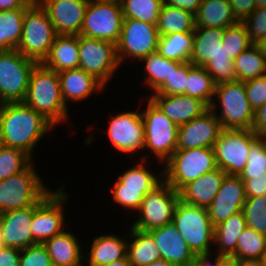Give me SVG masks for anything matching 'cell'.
Wrapping results in <instances>:
<instances>
[{
  "label": "cell",
  "instance_id": "57",
  "mask_svg": "<svg viewBox=\"0 0 266 266\" xmlns=\"http://www.w3.org/2000/svg\"><path fill=\"white\" fill-rule=\"evenodd\" d=\"M237 266H266V261L264 259L237 258Z\"/></svg>",
  "mask_w": 266,
  "mask_h": 266
},
{
  "label": "cell",
  "instance_id": "23",
  "mask_svg": "<svg viewBox=\"0 0 266 266\" xmlns=\"http://www.w3.org/2000/svg\"><path fill=\"white\" fill-rule=\"evenodd\" d=\"M58 76L62 99L66 107H69L67 105L70 102L75 104L78 101L89 100V96H92V94L96 95L97 93V95H100L103 91L105 93V86L83 69L76 68L62 71L58 73Z\"/></svg>",
  "mask_w": 266,
  "mask_h": 266
},
{
  "label": "cell",
  "instance_id": "15",
  "mask_svg": "<svg viewBox=\"0 0 266 266\" xmlns=\"http://www.w3.org/2000/svg\"><path fill=\"white\" fill-rule=\"evenodd\" d=\"M121 66L115 43L79 35V68L92 74L106 88Z\"/></svg>",
  "mask_w": 266,
  "mask_h": 266
},
{
  "label": "cell",
  "instance_id": "1",
  "mask_svg": "<svg viewBox=\"0 0 266 266\" xmlns=\"http://www.w3.org/2000/svg\"><path fill=\"white\" fill-rule=\"evenodd\" d=\"M55 126L24 102L0 104V141L3 146L23 150L33 160L34 150Z\"/></svg>",
  "mask_w": 266,
  "mask_h": 266
},
{
  "label": "cell",
  "instance_id": "17",
  "mask_svg": "<svg viewBox=\"0 0 266 266\" xmlns=\"http://www.w3.org/2000/svg\"><path fill=\"white\" fill-rule=\"evenodd\" d=\"M160 34L156 24L131 18H124L120 38L116 44L117 56L121 65L127 60L137 63L149 54L156 52Z\"/></svg>",
  "mask_w": 266,
  "mask_h": 266
},
{
  "label": "cell",
  "instance_id": "42",
  "mask_svg": "<svg viewBox=\"0 0 266 266\" xmlns=\"http://www.w3.org/2000/svg\"><path fill=\"white\" fill-rule=\"evenodd\" d=\"M34 161L23 150L6 146L0 147V180L22 172Z\"/></svg>",
  "mask_w": 266,
  "mask_h": 266
},
{
  "label": "cell",
  "instance_id": "31",
  "mask_svg": "<svg viewBox=\"0 0 266 266\" xmlns=\"http://www.w3.org/2000/svg\"><path fill=\"white\" fill-rule=\"evenodd\" d=\"M127 256L132 266H145L162 259L152 234L137 228L128 229Z\"/></svg>",
  "mask_w": 266,
  "mask_h": 266
},
{
  "label": "cell",
  "instance_id": "26",
  "mask_svg": "<svg viewBox=\"0 0 266 266\" xmlns=\"http://www.w3.org/2000/svg\"><path fill=\"white\" fill-rule=\"evenodd\" d=\"M127 243L128 234L124 237L113 233L96 235L89 246L90 251H84L87 252L84 254V266H103L125 258Z\"/></svg>",
  "mask_w": 266,
  "mask_h": 266
},
{
  "label": "cell",
  "instance_id": "10",
  "mask_svg": "<svg viewBox=\"0 0 266 266\" xmlns=\"http://www.w3.org/2000/svg\"><path fill=\"white\" fill-rule=\"evenodd\" d=\"M172 223L195 254L211 253L214 248V226L207 208L184 203L179 199Z\"/></svg>",
  "mask_w": 266,
  "mask_h": 266
},
{
  "label": "cell",
  "instance_id": "58",
  "mask_svg": "<svg viewBox=\"0 0 266 266\" xmlns=\"http://www.w3.org/2000/svg\"><path fill=\"white\" fill-rule=\"evenodd\" d=\"M103 266H132L131 262L129 261L128 256H126L123 259L113 261L109 264L103 265Z\"/></svg>",
  "mask_w": 266,
  "mask_h": 266
},
{
  "label": "cell",
  "instance_id": "55",
  "mask_svg": "<svg viewBox=\"0 0 266 266\" xmlns=\"http://www.w3.org/2000/svg\"><path fill=\"white\" fill-rule=\"evenodd\" d=\"M34 0H0V11L26 9Z\"/></svg>",
  "mask_w": 266,
  "mask_h": 266
},
{
  "label": "cell",
  "instance_id": "30",
  "mask_svg": "<svg viewBox=\"0 0 266 266\" xmlns=\"http://www.w3.org/2000/svg\"><path fill=\"white\" fill-rule=\"evenodd\" d=\"M237 22L229 0H202L195 15V28L225 29Z\"/></svg>",
  "mask_w": 266,
  "mask_h": 266
},
{
  "label": "cell",
  "instance_id": "38",
  "mask_svg": "<svg viewBox=\"0 0 266 266\" xmlns=\"http://www.w3.org/2000/svg\"><path fill=\"white\" fill-rule=\"evenodd\" d=\"M216 84L203 66H196L189 61V76L187 79L186 95L196 97L211 105Z\"/></svg>",
  "mask_w": 266,
  "mask_h": 266
},
{
  "label": "cell",
  "instance_id": "21",
  "mask_svg": "<svg viewBox=\"0 0 266 266\" xmlns=\"http://www.w3.org/2000/svg\"><path fill=\"white\" fill-rule=\"evenodd\" d=\"M244 183L239 176L226 175L207 211L213 226L242 211L246 201Z\"/></svg>",
  "mask_w": 266,
  "mask_h": 266
},
{
  "label": "cell",
  "instance_id": "36",
  "mask_svg": "<svg viewBox=\"0 0 266 266\" xmlns=\"http://www.w3.org/2000/svg\"><path fill=\"white\" fill-rule=\"evenodd\" d=\"M236 81H247L266 75V61L258 45L252 44L234 59Z\"/></svg>",
  "mask_w": 266,
  "mask_h": 266
},
{
  "label": "cell",
  "instance_id": "14",
  "mask_svg": "<svg viewBox=\"0 0 266 266\" xmlns=\"http://www.w3.org/2000/svg\"><path fill=\"white\" fill-rule=\"evenodd\" d=\"M36 64L17 49L0 51V104L24 101Z\"/></svg>",
  "mask_w": 266,
  "mask_h": 266
},
{
  "label": "cell",
  "instance_id": "61",
  "mask_svg": "<svg viewBox=\"0 0 266 266\" xmlns=\"http://www.w3.org/2000/svg\"><path fill=\"white\" fill-rule=\"evenodd\" d=\"M255 2L257 8L266 7V0H255Z\"/></svg>",
  "mask_w": 266,
  "mask_h": 266
},
{
  "label": "cell",
  "instance_id": "62",
  "mask_svg": "<svg viewBox=\"0 0 266 266\" xmlns=\"http://www.w3.org/2000/svg\"><path fill=\"white\" fill-rule=\"evenodd\" d=\"M3 235H2V229L0 226V249H3L5 247L4 242H3Z\"/></svg>",
  "mask_w": 266,
  "mask_h": 266
},
{
  "label": "cell",
  "instance_id": "50",
  "mask_svg": "<svg viewBox=\"0 0 266 266\" xmlns=\"http://www.w3.org/2000/svg\"><path fill=\"white\" fill-rule=\"evenodd\" d=\"M229 2L239 22H242L257 8L255 0H229Z\"/></svg>",
  "mask_w": 266,
  "mask_h": 266
},
{
  "label": "cell",
  "instance_id": "24",
  "mask_svg": "<svg viewBox=\"0 0 266 266\" xmlns=\"http://www.w3.org/2000/svg\"><path fill=\"white\" fill-rule=\"evenodd\" d=\"M150 98L176 125L180 126L202 115L209 106L189 95H150Z\"/></svg>",
  "mask_w": 266,
  "mask_h": 266
},
{
  "label": "cell",
  "instance_id": "43",
  "mask_svg": "<svg viewBox=\"0 0 266 266\" xmlns=\"http://www.w3.org/2000/svg\"><path fill=\"white\" fill-rule=\"evenodd\" d=\"M242 211L247 227L266 235V194L247 197Z\"/></svg>",
  "mask_w": 266,
  "mask_h": 266
},
{
  "label": "cell",
  "instance_id": "25",
  "mask_svg": "<svg viewBox=\"0 0 266 266\" xmlns=\"http://www.w3.org/2000/svg\"><path fill=\"white\" fill-rule=\"evenodd\" d=\"M160 251L163 260L174 266H188L195 257L186 241L173 223L149 231Z\"/></svg>",
  "mask_w": 266,
  "mask_h": 266
},
{
  "label": "cell",
  "instance_id": "48",
  "mask_svg": "<svg viewBox=\"0 0 266 266\" xmlns=\"http://www.w3.org/2000/svg\"><path fill=\"white\" fill-rule=\"evenodd\" d=\"M244 86L249 103L255 111L266 102V75L244 81Z\"/></svg>",
  "mask_w": 266,
  "mask_h": 266
},
{
  "label": "cell",
  "instance_id": "53",
  "mask_svg": "<svg viewBox=\"0 0 266 266\" xmlns=\"http://www.w3.org/2000/svg\"><path fill=\"white\" fill-rule=\"evenodd\" d=\"M163 3L181 8L196 15L202 0H163Z\"/></svg>",
  "mask_w": 266,
  "mask_h": 266
},
{
  "label": "cell",
  "instance_id": "35",
  "mask_svg": "<svg viewBox=\"0 0 266 266\" xmlns=\"http://www.w3.org/2000/svg\"><path fill=\"white\" fill-rule=\"evenodd\" d=\"M26 9L0 11V51L17 49Z\"/></svg>",
  "mask_w": 266,
  "mask_h": 266
},
{
  "label": "cell",
  "instance_id": "16",
  "mask_svg": "<svg viewBox=\"0 0 266 266\" xmlns=\"http://www.w3.org/2000/svg\"><path fill=\"white\" fill-rule=\"evenodd\" d=\"M258 137L252 129H223L213 146L217 167L227 175L239 176L247 163L251 144Z\"/></svg>",
  "mask_w": 266,
  "mask_h": 266
},
{
  "label": "cell",
  "instance_id": "40",
  "mask_svg": "<svg viewBox=\"0 0 266 266\" xmlns=\"http://www.w3.org/2000/svg\"><path fill=\"white\" fill-rule=\"evenodd\" d=\"M266 255V235L247 227L237 240L233 256L242 259H264Z\"/></svg>",
  "mask_w": 266,
  "mask_h": 266
},
{
  "label": "cell",
  "instance_id": "3",
  "mask_svg": "<svg viewBox=\"0 0 266 266\" xmlns=\"http://www.w3.org/2000/svg\"><path fill=\"white\" fill-rule=\"evenodd\" d=\"M223 34L220 28H195L190 57L194 65L205 68L216 85L236 81L234 60L222 45Z\"/></svg>",
  "mask_w": 266,
  "mask_h": 266
},
{
  "label": "cell",
  "instance_id": "7",
  "mask_svg": "<svg viewBox=\"0 0 266 266\" xmlns=\"http://www.w3.org/2000/svg\"><path fill=\"white\" fill-rule=\"evenodd\" d=\"M31 162L22 172L0 180V214L38 204L52 190Z\"/></svg>",
  "mask_w": 266,
  "mask_h": 266
},
{
  "label": "cell",
  "instance_id": "5",
  "mask_svg": "<svg viewBox=\"0 0 266 266\" xmlns=\"http://www.w3.org/2000/svg\"><path fill=\"white\" fill-rule=\"evenodd\" d=\"M138 162V163H137ZM148 160L136 161L134 166L123 170L111 188L112 200L135 217L134 213L140 208L144 196L153 190L163 180V170L155 174L149 169ZM154 172V173H153ZM134 212V213H133Z\"/></svg>",
  "mask_w": 266,
  "mask_h": 266
},
{
  "label": "cell",
  "instance_id": "9",
  "mask_svg": "<svg viewBox=\"0 0 266 266\" xmlns=\"http://www.w3.org/2000/svg\"><path fill=\"white\" fill-rule=\"evenodd\" d=\"M164 180L176 191L217 167L213 148L176 150L162 165Z\"/></svg>",
  "mask_w": 266,
  "mask_h": 266
},
{
  "label": "cell",
  "instance_id": "32",
  "mask_svg": "<svg viewBox=\"0 0 266 266\" xmlns=\"http://www.w3.org/2000/svg\"><path fill=\"white\" fill-rule=\"evenodd\" d=\"M247 228L243 211L229 216L224 222L214 228V245L218 255L233 256L236 251L237 240Z\"/></svg>",
  "mask_w": 266,
  "mask_h": 266
},
{
  "label": "cell",
  "instance_id": "6",
  "mask_svg": "<svg viewBox=\"0 0 266 266\" xmlns=\"http://www.w3.org/2000/svg\"><path fill=\"white\" fill-rule=\"evenodd\" d=\"M145 109L141 107L144 121L145 147L147 153L141 154L140 160H146L149 151L157 164L165 163L177 150L179 126L169 119L164 112L149 98ZM148 100V101H147ZM156 157V158H155Z\"/></svg>",
  "mask_w": 266,
  "mask_h": 266
},
{
  "label": "cell",
  "instance_id": "41",
  "mask_svg": "<svg viewBox=\"0 0 266 266\" xmlns=\"http://www.w3.org/2000/svg\"><path fill=\"white\" fill-rule=\"evenodd\" d=\"M189 76V61L171 60V74L153 93L149 95H186Z\"/></svg>",
  "mask_w": 266,
  "mask_h": 266
},
{
  "label": "cell",
  "instance_id": "27",
  "mask_svg": "<svg viewBox=\"0 0 266 266\" xmlns=\"http://www.w3.org/2000/svg\"><path fill=\"white\" fill-rule=\"evenodd\" d=\"M226 175L220 168L204 173L179 191L180 200L187 204L208 208Z\"/></svg>",
  "mask_w": 266,
  "mask_h": 266
},
{
  "label": "cell",
  "instance_id": "20",
  "mask_svg": "<svg viewBox=\"0 0 266 266\" xmlns=\"http://www.w3.org/2000/svg\"><path fill=\"white\" fill-rule=\"evenodd\" d=\"M46 10L57 35H80L89 0H37Z\"/></svg>",
  "mask_w": 266,
  "mask_h": 266
},
{
  "label": "cell",
  "instance_id": "56",
  "mask_svg": "<svg viewBox=\"0 0 266 266\" xmlns=\"http://www.w3.org/2000/svg\"><path fill=\"white\" fill-rule=\"evenodd\" d=\"M216 266H237V258L235 256L216 254Z\"/></svg>",
  "mask_w": 266,
  "mask_h": 266
},
{
  "label": "cell",
  "instance_id": "46",
  "mask_svg": "<svg viewBox=\"0 0 266 266\" xmlns=\"http://www.w3.org/2000/svg\"><path fill=\"white\" fill-rule=\"evenodd\" d=\"M242 23L251 44L258 45L266 39V7L256 8Z\"/></svg>",
  "mask_w": 266,
  "mask_h": 266
},
{
  "label": "cell",
  "instance_id": "22",
  "mask_svg": "<svg viewBox=\"0 0 266 266\" xmlns=\"http://www.w3.org/2000/svg\"><path fill=\"white\" fill-rule=\"evenodd\" d=\"M32 217L33 206L0 214V226L5 246L22 250L38 244L32 236Z\"/></svg>",
  "mask_w": 266,
  "mask_h": 266
},
{
  "label": "cell",
  "instance_id": "59",
  "mask_svg": "<svg viewBox=\"0 0 266 266\" xmlns=\"http://www.w3.org/2000/svg\"><path fill=\"white\" fill-rule=\"evenodd\" d=\"M145 266H174V265H172L168 261H165L163 259H159V260L151 262V263H149V264H147Z\"/></svg>",
  "mask_w": 266,
  "mask_h": 266
},
{
  "label": "cell",
  "instance_id": "47",
  "mask_svg": "<svg viewBox=\"0 0 266 266\" xmlns=\"http://www.w3.org/2000/svg\"><path fill=\"white\" fill-rule=\"evenodd\" d=\"M19 266H53V264L46 247L43 244H36L21 250Z\"/></svg>",
  "mask_w": 266,
  "mask_h": 266
},
{
  "label": "cell",
  "instance_id": "54",
  "mask_svg": "<svg viewBox=\"0 0 266 266\" xmlns=\"http://www.w3.org/2000/svg\"><path fill=\"white\" fill-rule=\"evenodd\" d=\"M215 254V255H214ZM195 254L188 266H216V253Z\"/></svg>",
  "mask_w": 266,
  "mask_h": 266
},
{
  "label": "cell",
  "instance_id": "60",
  "mask_svg": "<svg viewBox=\"0 0 266 266\" xmlns=\"http://www.w3.org/2000/svg\"><path fill=\"white\" fill-rule=\"evenodd\" d=\"M258 47L260 48L261 53H262V55H263V57L265 58V61H266V39L261 41L258 44Z\"/></svg>",
  "mask_w": 266,
  "mask_h": 266
},
{
  "label": "cell",
  "instance_id": "37",
  "mask_svg": "<svg viewBox=\"0 0 266 266\" xmlns=\"http://www.w3.org/2000/svg\"><path fill=\"white\" fill-rule=\"evenodd\" d=\"M139 63H143V72H145L142 86L147 87L152 93L167 79L171 74V60L163 57L157 51L142 58ZM149 88V89H148Z\"/></svg>",
  "mask_w": 266,
  "mask_h": 266
},
{
  "label": "cell",
  "instance_id": "11",
  "mask_svg": "<svg viewBox=\"0 0 266 266\" xmlns=\"http://www.w3.org/2000/svg\"><path fill=\"white\" fill-rule=\"evenodd\" d=\"M179 199V192L163 180L146 193L140 208L135 213L137 216L135 222L133 221L130 227L151 231L172 223Z\"/></svg>",
  "mask_w": 266,
  "mask_h": 266
},
{
  "label": "cell",
  "instance_id": "49",
  "mask_svg": "<svg viewBox=\"0 0 266 266\" xmlns=\"http://www.w3.org/2000/svg\"><path fill=\"white\" fill-rule=\"evenodd\" d=\"M246 197L262 196L266 194V173L252 176V179H242Z\"/></svg>",
  "mask_w": 266,
  "mask_h": 266
},
{
  "label": "cell",
  "instance_id": "44",
  "mask_svg": "<svg viewBox=\"0 0 266 266\" xmlns=\"http://www.w3.org/2000/svg\"><path fill=\"white\" fill-rule=\"evenodd\" d=\"M266 173V137L259 136L249 150L247 163L239 175L241 179H252V176Z\"/></svg>",
  "mask_w": 266,
  "mask_h": 266
},
{
  "label": "cell",
  "instance_id": "29",
  "mask_svg": "<svg viewBox=\"0 0 266 266\" xmlns=\"http://www.w3.org/2000/svg\"><path fill=\"white\" fill-rule=\"evenodd\" d=\"M42 64L58 73L79 68V35H57Z\"/></svg>",
  "mask_w": 266,
  "mask_h": 266
},
{
  "label": "cell",
  "instance_id": "52",
  "mask_svg": "<svg viewBox=\"0 0 266 266\" xmlns=\"http://www.w3.org/2000/svg\"><path fill=\"white\" fill-rule=\"evenodd\" d=\"M252 131L258 136L266 137V102L255 110Z\"/></svg>",
  "mask_w": 266,
  "mask_h": 266
},
{
  "label": "cell",
  "instance_id": "28",
  "mask_svg": "<svg viewBox=\"0 0 266 266\" xmlns=\"http://www.w3.org/2000/svg\"><path fill=\"white\" fill-rule=\"evenodd\" d=\"M73 231L64 230L62 233L46 240V247L53 266H84L83 246Z\"/></svg>",
  "mask_w": 266,
  "mask_h": 266
},
{
  "label": "cell",
  "instance_id": "4",
  "mask_svg": "<svg viewBox=\"0 0 266 266\" xmlns=\"http://www.w3.org/2000/svg\"><path fill=\"white\" fill-rule=\"evenodd\" d=\"M209 108L218 117L223 129H252L255 111L242 81L217 84Z\"/></svg>",
  "mask_w": 266,
  "mask_h": 266
},
{
  "label": "cell",
  "instance_id": "12",
  "mask_svg": "<svg viewBox=\"0 0 266 266\" xmlns=\"http://www.w3.org/2000/svg\"><path fill=\"white\" fill-rule=\"evenodd\" d=\"M69 197L62 184L33 206L31 231L38 244H43L66 229L64 204L69 201Z\"/></svg>",
  "mask_w": 266,
  "mask_h": 266
},
{
  "label": "cell",
  "instance_id": "18",
  "mask_svg": "<svg viewBox=\"0 0 266 266\" xmlns=\"http://www.w3.org/2000/svg\"><path fill=\"white\" fill-rule=\"evenodd\" d=\"M137 107V111L119 112L109 118L108 127L106 128L107 137L113 148L117 152L137 155L144 152L145 132L142 112ZM136 152V153H135ZM133 153V154H132Z\"/></svg>",
  "mask_w": 266,
  "mask_h": 266
},
{
  "label": "cell",
  "instance_id": "2",
  "mask_svg": "<svg viewBox=\"0 0 266 266\" xmlns=\"http://www.w3.org/2000/svg\"><path fill=\"white\" fill-rule=\"evenodd\" d=\"M43 115L55 127L62 125L71 117L66 107L60 88L58 72L37 63L32 69L27 94L23 101Z\"/></svg>",
  "mask_w": 266,
  "mask_h": 266
},
{
  "label": "cell",
  "instance_id": "51",
  "mask_svg": "<svg viewBox=\"0 0 266 266\" xmlns=\"http://www.w3.org/2000/svg\"><path fill=\"white\" fill-rule=\"evenodd\" d=\"M21 250L5 246L0 249V266H19Z\"/></svg>",
  "mask_w": 266,
  "mask_h": 266
},
{
  "label": "cell",
  "instance_id": "39",
  "mask_svg": "<svg viewBox=\"0 0 266 266\" xmlns=\"http://www.w3.org/2000/svg\"><path fill=\"white\" fill-rule=\"evenodd\" d=\"M124 18L157 24L163 0H119Z\"/></svg>",
  "mask_w": 266,
  "mask_h": 266
},
{
  "label": "cell",
  "instance_id": "34",
  "mask_svg": "<svg viewBox=\"0 0 266 266\" xmlns=\"http://www.w3.org/2000/svg\"><path fill=\"white\" fill-rule=\"evenodd\" d=\"M194 32L171 33L160 36L157 52L163 57L177 61H190L193 50Z\"/></svg>",
  "mask_w": 266,
  "mask_h": 266
},
{
  "label": "cell",
  "instance_id": "19",
  "mask_svg": "<svg viewBox=\"0 0 266 266\" xmlns=\"http://www.w3.org/2000/svg\"><path fill=\"white\" fill-rule=\"evenodd\" d=\"M222 130L221 122L209 108L202 115L179 126L177 150L213 148Z\"/></svg>",
  "mask_w": 266,
  "mask_h": 266
},
{
  "label": "cell",
  "instance_id": "13",
  "mask_svg": "<svg viewBox=\"0 0 266 266\" xmlns=\"http://www.w3.org/2000/svg\"><path fill=\"white\" fill-rule=\"evenodd\" d=\"M123 20L119 0H89L80 35L117 44Z\"/></svg>",
  "mask_w": 266,
  "mask_h": 266
},
{
  "label": "cell",
  "instance_id": "45",
  "mask_svg": "<svg viewBox=\"0 0 266 266\" xmlns=\"http://www.w3.org/2000/svg\"><path fill=\"white\" fill-rule=\"evenodd\" d=\"M222 45L232 60L252 45L242 22H237L224 29Z\"/></svg>",
  "mask_w": 266,
  "mask_h": 266
},
{
  "label": "cell",
  "instance_id": "8",
  "mask_svg": "<svg viewBox=\"0 0 266 266\" xmlns=\"http://www.w3.org/2000/svg\"><path fill=\"white\" fill-rule=\"evenodd\" d=\"M57 37L46 10L34 0L25 10L22 38L17 50L25 57L42 63Z\"/></svg>",
  "mask_w": 266,
  "mask_h": 266
},
{
  "label": "cell",
  "instance_id": "33",
  "mask_svg": "<svg viewBox=\"0 0 266 266\" xmlns=\"http://www.w3.org/2000/svg\"><path fill=\"white\" fill-rule=\"evenodd\" d=\"M160 36L195 31V15L163 3L156 24Z\"/></svg>",
  "mask_w": 266,
  "mask_h": 266
}]
</instances>
